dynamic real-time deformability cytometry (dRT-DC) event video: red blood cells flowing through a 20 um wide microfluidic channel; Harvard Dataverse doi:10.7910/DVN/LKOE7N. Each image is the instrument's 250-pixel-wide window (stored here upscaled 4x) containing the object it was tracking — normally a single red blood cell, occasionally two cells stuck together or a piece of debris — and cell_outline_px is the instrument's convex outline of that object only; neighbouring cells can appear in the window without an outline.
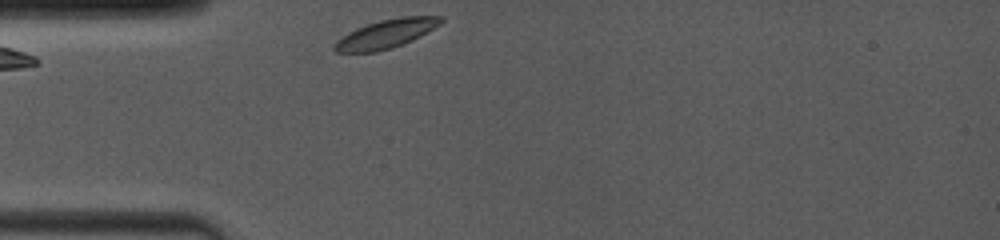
{"species": "common noctule bat (a hibernating species)", "species_latin": "Nyctalus noctula", "temperature_condition": "room temperature", "stored_images_in_passage": 4, "camera_frame_rate_fps": 4000, "um_per_image_px": 0.085, "animal": {"sex": "female", "body_mass_g": 19.0, "forearm_length_mm": 53.3}, "frame": {"image": 1, "passage_image": 1, "time_ms": 0.0, "image_size_px": [1000, 240], "cell_outline_px": [[444, 20], [440, 24], [420, 36], [412, 40], [392, 48], [376, 52], [336, 52], [332, 48], [336, 40], [340, 36], [356, 28], [380, 20], [400, 16], [444, 16]], "centroid_in_image_um": [32.79, 2.87], "position_along_channel_um": 52.2, "area_um2": 17.86}}
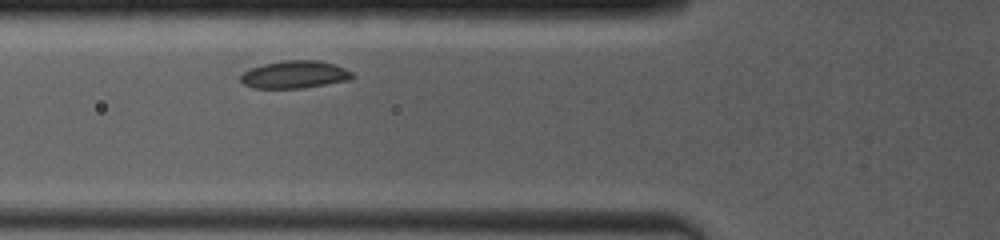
{"frame": {"image": 2, "passage_image": 3, "time_ms": 1.5, "image_size_px": [1000, 240], "cell_outline_px": [[352, 76], [348, 80], [300, 88], [252, 88], [244, 84], [240, 80], [240, 76], [244, 72], [252, 68], [264, 64], [284, 60], [320, 60], [336, 64], [352, 72]], "centroid_in_image_um": [25.03, 6.33], "position_along_channel_um": 100.8, "area_um2": 17.74}}
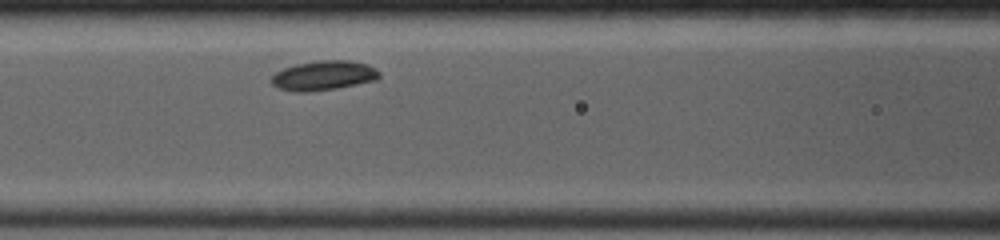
{"frame": {"image": 3, "passage_image": 4, "time_ms": 2.5, "image_size_px": [1000, 240], "cell_outline_px": [[380, 76], [376, 80], [336, 88], [308, 92], [292, 92], [280, 88], [272, 84], [272, 76], [276, 72], [284, 68], [296, 64], [320, 60], [352, 60], [368, 64], [376, 68], [380, 72]], "centroid_in_image_um": [27.53, 6.41], "position_along_channel_um": 139.1, "area_um2": 18.61}}